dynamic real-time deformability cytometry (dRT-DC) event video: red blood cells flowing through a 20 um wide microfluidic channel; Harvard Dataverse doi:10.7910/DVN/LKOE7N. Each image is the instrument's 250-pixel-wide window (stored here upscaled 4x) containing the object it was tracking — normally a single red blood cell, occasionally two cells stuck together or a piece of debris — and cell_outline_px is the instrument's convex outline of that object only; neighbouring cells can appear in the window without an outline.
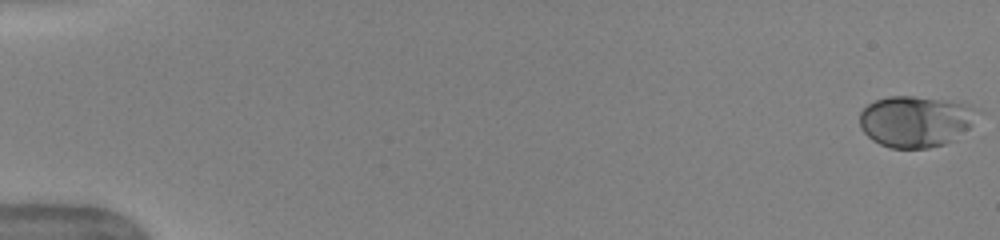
{"species": "human", "species_latin": "Homo sapiens", "temperature_condition": "warm", "stored_images_in_passage": 52, "camera_frame_rate_fps": 3000, "um_per_image_px": 0.085, "donor": {"sex": "female"}, "frame": {"image": 1, "passage_image": 1, "time_ms": 0.0, "image_size_px": [1000, 240], "cell_outline_px": [[984, 112], [956, 140], [944, 144], [928, 148], [892, 148], [880, 144], [872, 140], [864, 132], [860, 124], [860, 112], [868, 104], [876, 100], [888, 96], [912, 96], [940, 100], [964, 104], [980, 108]], "centroid_in_image_um": [77.88, 10.32], "position_along_channel_um": 7.1, "area_um2": 35.37}}
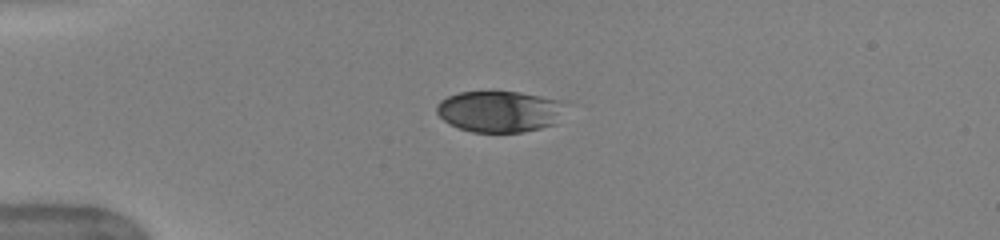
{"frame": {"image": 2, "passage_image": 14, "time_ms": 4.333, "image_size_px": [1000, 240], "cell_outline_px": [[568, 100], [556, 124], [524, 132], [472, 132], [460, 128], [444, 120], [436, 112], [436, 104], [440, 100], [448, 96], [460, 92], [520, 92]], "centroid_in_image_um": [42.52, 9.46], "position_along_channel_um": 42.5, "area_um2": 31.27}}
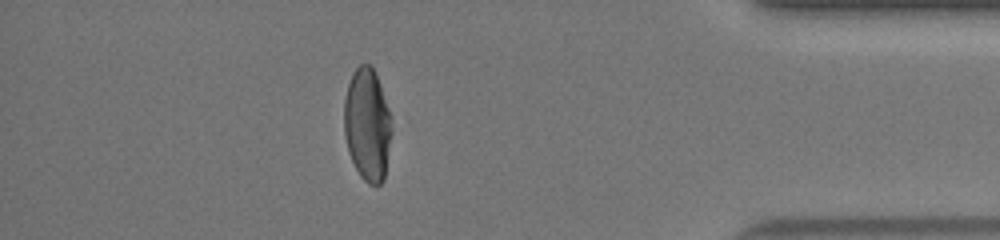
{"frame": {"image": 3, "passage_image": 46, "time_ms": 15.0, "image_size_px": [1000, 240], "cell_outline_px": [[392, 132], [384, 180], [380, 184], [368, 184], [360, 176], [348, 152], [344, 132], [344, 100], [348, 84], [356, 68], [360, 64], [372, 64], [376, 72], [392, 116]], "centroid_in_image_um": [31.24, 10.58], "position_along_channel_um": 404.0, "area_um2": 31.62}, "authors_computed_cell_mechanics": {"area_um2": 33.7552, "velocity_mm_per_s": 3.998, "shape_relaxation_time_tau1_ms": 4.1881, "shape_relaxation_time_tau2_ms": null, "deformation_change_tau1": 0.1787, "deformation_change_tau2": null}}